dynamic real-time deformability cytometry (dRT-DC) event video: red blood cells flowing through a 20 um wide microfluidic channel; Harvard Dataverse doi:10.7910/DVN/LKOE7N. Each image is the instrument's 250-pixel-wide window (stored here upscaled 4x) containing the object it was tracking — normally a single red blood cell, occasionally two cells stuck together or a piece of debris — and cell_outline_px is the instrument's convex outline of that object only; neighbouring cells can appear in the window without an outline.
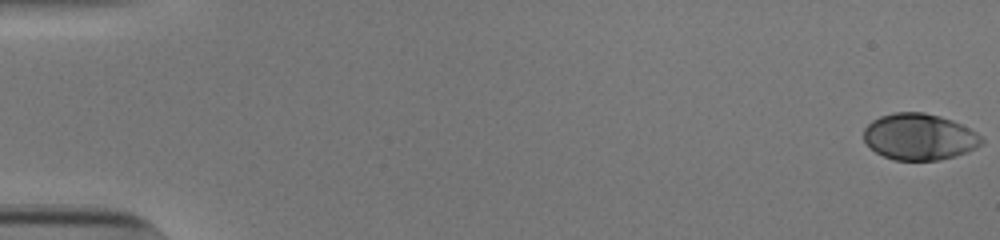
{"species": "human", "species_latin": "Homo sapiens", "temperature_condition": "cold", "stored_images_in_passage": 55, "camera_frame_rate_fps": 3000, "um_per_image_px": 0.085, "donor": {"sex": "male"}, "frame": {"image": 1, "passage_image": 1, "time_ms": 0.0, "image_size_px": [1000, 240], "cell_outline_px": [[984, 140], [976, 148], [968, 152], [956, 156], [940, 160], [892, 160], [876, 152], [864, 140], [864, 128], [872, 120], [880, 116], [892, 112], [924, 112], [940, 116], [952, 120], [976, 132]], "centroid_in_image_um": [78.14, 11.63], "position_along_channel_um": 6.9, "area_um2": 31.91}}
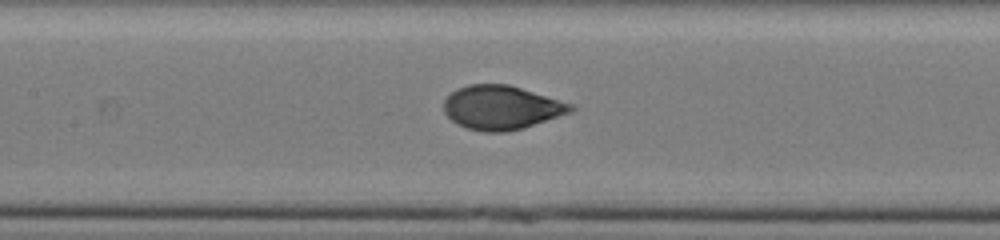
{"frame": {"image": 2, "passage_image": 27, "time_ms": 8.667, "image_size_px": [1000, 240], "cell_outline_px": [[576, 108], [572, 112], [524, 128], [504, 132], [484, 132], [468, 128], [456, 124], [444, 112], [444, 100], [456, 88], [468, 84], [508, 84], [572, 104]], "centroid_in_image_um": [42.61, 9.14], "position_along_channel_um": 164.8, "area_um2": 32.43}}
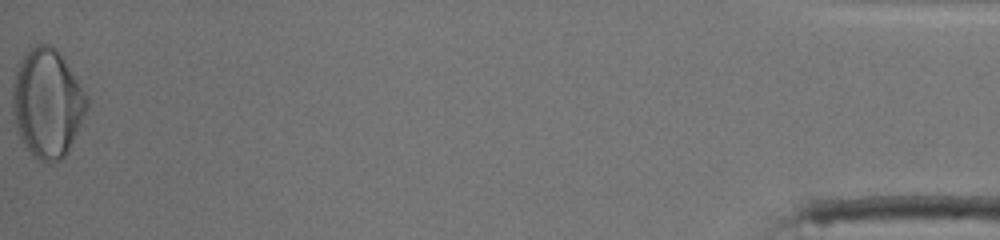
{"frame": {"image": 3, "passage_image": 55, "time_ms": 18.0, "image_size_px": [1000, 240], "cell_outline_px": [[88, 108], [68, 152], [60, 160], [40, 160], [28, 148], [16, 132], [12, 112], [12, 84], [20, 60], [28, 48], [36, 44], [48, 44], [64, 60], [88, 96]], "centroid_in_image_um": [4.0, 8.76], "position_along_channel_um": 431.2, "area_um2": 46.64}, "authors_computed_cell_mechanics": {"area_um2": 32.4258, "velocity_mm_per_s": 3.8417, "shape_relaxation_time_tau1_ms": 3.3239, "shape_relaxation_time_tau2_ms": null, "deformation_change_tau1": 0.179, "deformation_change_tau2": null}}